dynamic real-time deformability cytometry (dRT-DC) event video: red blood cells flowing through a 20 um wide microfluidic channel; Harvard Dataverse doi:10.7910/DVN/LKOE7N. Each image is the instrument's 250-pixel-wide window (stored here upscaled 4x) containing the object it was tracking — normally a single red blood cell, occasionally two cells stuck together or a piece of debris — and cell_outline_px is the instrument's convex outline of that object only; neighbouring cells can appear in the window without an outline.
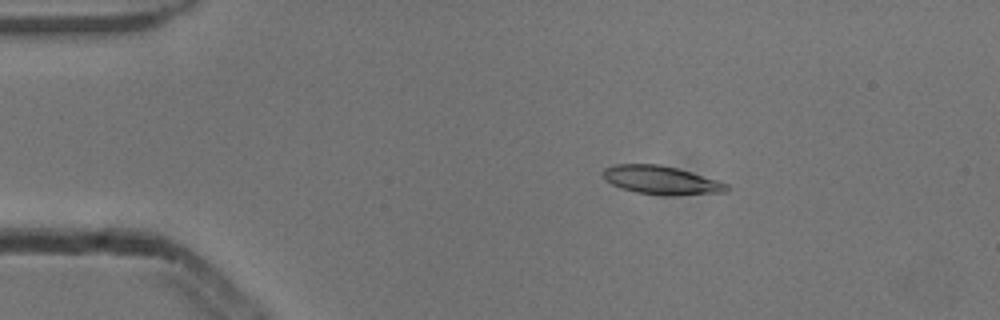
{"species": "common noctule bat (a hibernating species)", "species_latin": "Nyctalus noctula", "temperature_condition": "cold", "stored_images_in_passage": 4, "camera_frame_rate_fps": 3000, "um_per_image_px": 0.085, "animal": {"sex": "male", "body_mass_g": 13.3}, "frame": {"image": 1, "passage_image": 2, "time_ms": 0.333, "image_size_px": [1000, 320], "cell_outline_px": [[728, 192], [636, 192], [620, 188], [612, 184], [604, 176], [604, 168], [616, 164], [660, 164], [676, 168], [716, 180], [728, 184]], "centroid_in_image_um": [56.12, 15.24], "position_along_channel_um": 28.9, "area_um2": 18.96}}